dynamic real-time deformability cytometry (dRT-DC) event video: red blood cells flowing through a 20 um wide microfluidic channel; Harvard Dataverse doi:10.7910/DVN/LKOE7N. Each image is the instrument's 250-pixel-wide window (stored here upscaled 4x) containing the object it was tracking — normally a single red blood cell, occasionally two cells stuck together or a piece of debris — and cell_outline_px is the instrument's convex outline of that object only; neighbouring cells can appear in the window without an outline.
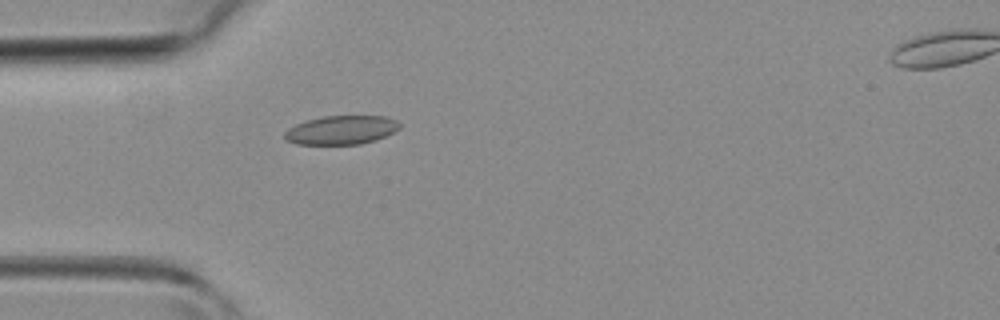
{"species": "common noctule bat (a hibernating species)", "species_latin": "Nyctalus noctula", "temperature_condition": "room temperature", "stored_images_in_passage": 26, "camera_frame_rate_fps": 3000, "um_per_image_px": 0.085, "animal": {"sex": "female", "body_mass_g": 19.3, "forearm_length_mm": 54.1}, "frame": {"image": 1, "passage_image": 1, "time_ms": 0.0, "image_size_px": [1000, 320], "cell_outline_px": [[400, 128], [376, 140], [360, 144], [296, 144], [284, 140], [284, 132], [288, 128], [296, 124], [308, 120], [324, 116], [388, 116], [396, 120], [400, 124]], "centroid_in_image_um": [28.99, 11.05], "position_along_channel_um": 56.0, "area_um2": 19.31}}
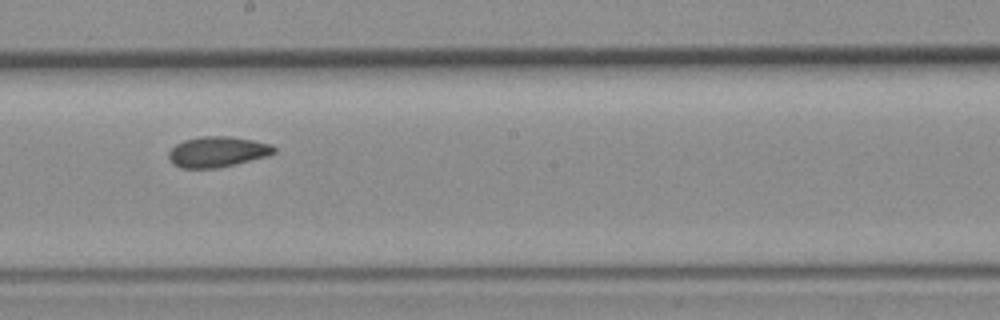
{"frame": {"image": 2, "passage_image": 12, "time_ms": 3.667, "image_size_px": [1000, 320], "cell_outline_px": [[276, 152], [268, 156], [216, 168], [180, 168], [172, 164], [168, 156], [168, 152], [176, 144], [184, 140], [200, 136], [232, 136], [272, 144], [276, 148]], "centroid_in_image_um": [18.47, 12.9], "position_along_channel_um": 229.7, "area_um2": 18.84}}
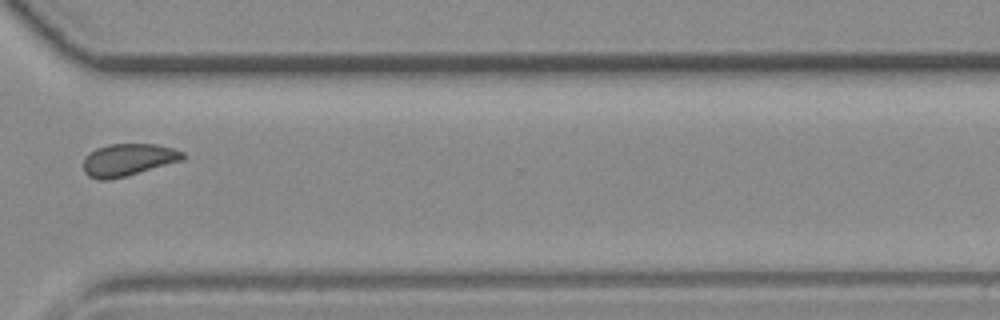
{"frame": {"image": 3, "passage_image": 20, "time_ms": 6.333, "image_size_px": [1000, 320], "cell_outline_px": [[184, 160], [124, 176], [108, 180], [100, 180], [88, 176], [84, 172], [84, 156], [88, 152], [96, 148], [108, 144], [156, 144], [172, 148], [184, 152]], "centroid_in_image_um": [10.86, 13.57], "position_along_channel_um": 359.7, "area_um2": 18.67}}